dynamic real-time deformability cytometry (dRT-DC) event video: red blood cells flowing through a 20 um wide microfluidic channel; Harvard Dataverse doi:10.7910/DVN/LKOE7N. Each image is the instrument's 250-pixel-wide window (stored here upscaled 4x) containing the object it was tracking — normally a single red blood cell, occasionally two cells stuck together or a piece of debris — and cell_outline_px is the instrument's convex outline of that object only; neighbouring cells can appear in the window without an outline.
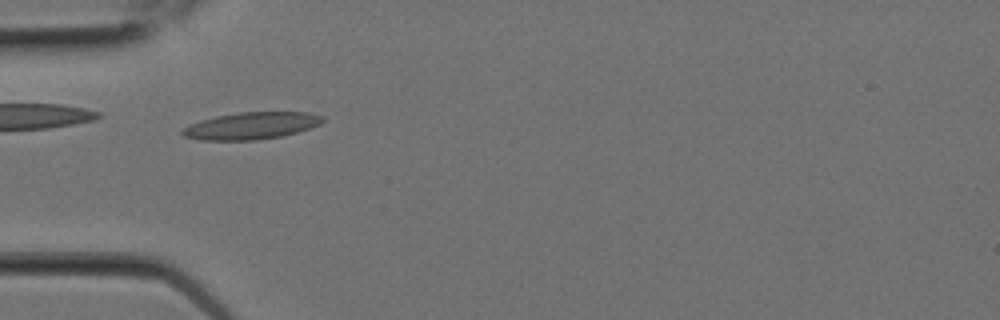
{"species": "Egyptian fruit bat (a non-hibernating species)", "species_latin": "Rousettus aegyptiacus", "temperature_condition": "room temperature", "stored_images_in_passage": 7, "camera_frame_rate_fps": 3000, "um_per_image_px": 0.085, "animal": {"sex": "female"}, "frame": {"image": 1, "passage_image": 6, "time_ms": 1.667, "image_size_px": [1000, 320], "cell_outline_px": [[324, 120], [320, 124], [312, 128], [280, 136], [256, 140], [200, 140], [184, 136], [180, 132], [184, 128], [200, 120], [216, 116], [240, 112], [308, 112], [324, 116]], "centroid_in_image_um": [21.39, 10.68], "position_along_channel_um": 63.6, "area_um2": 22.02}}